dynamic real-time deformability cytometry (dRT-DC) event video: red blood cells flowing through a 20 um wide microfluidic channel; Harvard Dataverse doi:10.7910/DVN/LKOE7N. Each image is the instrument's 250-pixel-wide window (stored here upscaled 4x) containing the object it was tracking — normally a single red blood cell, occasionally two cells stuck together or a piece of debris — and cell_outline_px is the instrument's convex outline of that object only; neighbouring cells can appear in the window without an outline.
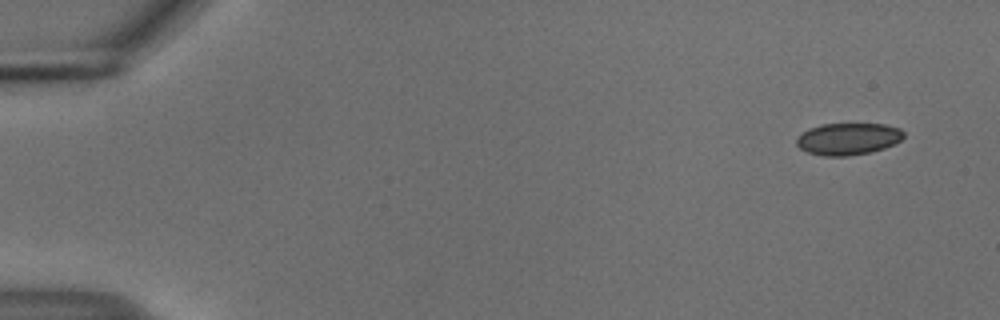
{"species": "common noctule bat (a hibernating species)", "species_latin": "Nyctalus noctula", "temperature_condition": "cold", "stored_images_in_passage": 33, "camera_frame_rate_fps": 3000, "um_per_image_px": 0.085, "animal": {"sex": "male", "body_mass_g": 18.8}, "frame": {"image": 1, "passage_image": 1, "time_ms": 0.0, "image_size_px": [1000, 320], "cell_outline_px": [[904, 136], [900, 140], [884, 148], [872, 152], [848, 156], [824, 156], [808, 152], [800, 148], [796, 144], [796, 136], [808, 128], [820, 124], [884, 124], [900, 128], [904, 132]], "centroid_in_image_um": [72.06, 11.8], "position_along_channel_um": 12.9, "area_um2": 20.06}}
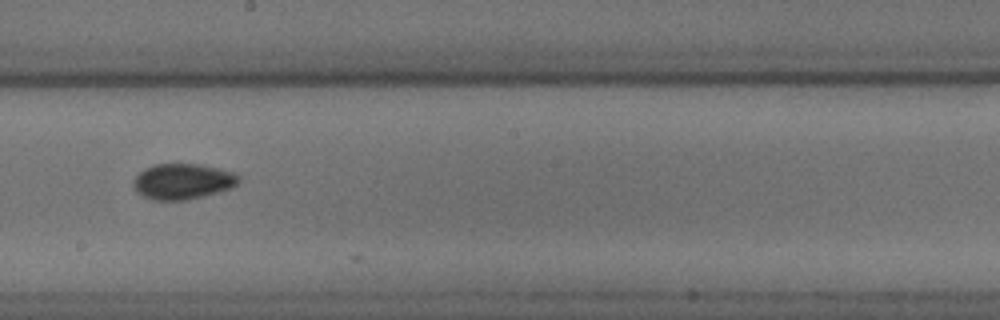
{"frame": {"image": 2, "passage_image": 29, "time_ms": 9.333, "image_size_px": [1000, 320], "cell_outline_px": [[240, 180], [232, 188], [184, 200], [156, 200], [144, 196], [136, 192], [132, 184], [132, 180], [144, 168], [156, 164], [200, 164], [236, 172], [240, 176]], "centroid_in_image_um": [15.52, 15.4], "position_along_channel_um": 232.7, "area_um2": 21.85}}
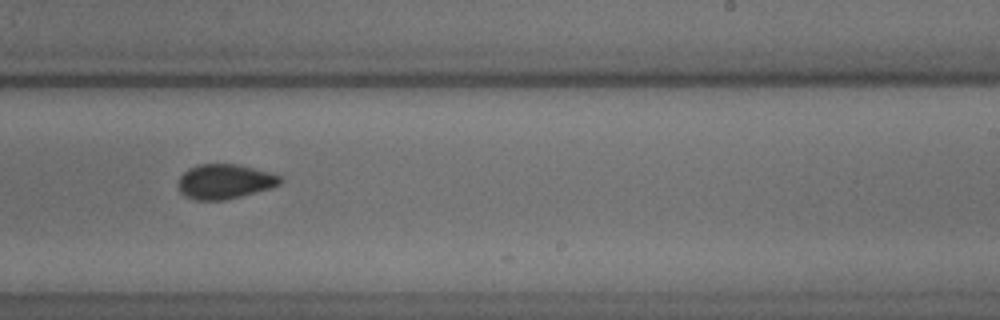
{"frame": {"image": 3, "passage_image": 32, "time_ms": 10.333, "image_size_px": [1000, 320], "cell_outline_px": [[284, 180], [280, 184], [272, 188], [224, 200], [196, 200], [184, 196], [180, 192], [176, 184], [180, 176], [188, 168], [196, 164], [236, 164], [272, 172], [284, 176]], "centroid_in_image_um": [19.11, 15.42], "position_along_channel_um": 269.9, "area_um2": 21.04}}